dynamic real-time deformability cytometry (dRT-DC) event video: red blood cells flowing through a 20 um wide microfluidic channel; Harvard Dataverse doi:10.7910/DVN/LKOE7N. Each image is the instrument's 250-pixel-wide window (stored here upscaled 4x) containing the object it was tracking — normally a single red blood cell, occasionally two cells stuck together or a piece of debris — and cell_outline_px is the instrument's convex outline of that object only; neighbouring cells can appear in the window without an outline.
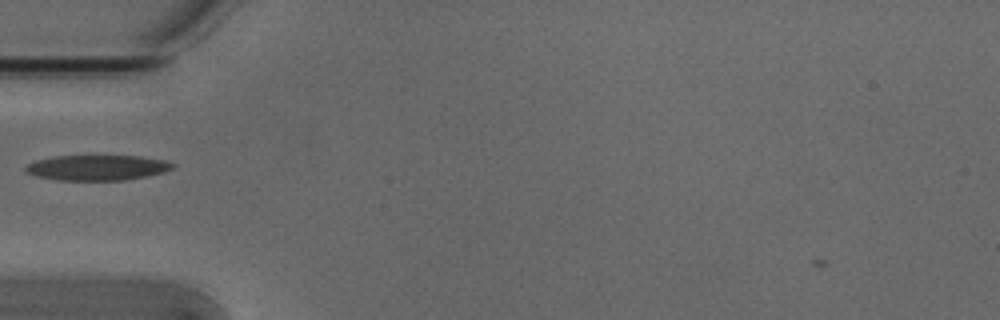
{"species": "Egyptian fruit bat (a non-hibernating species)", "species_latin": "Rousettus aegyptiacus", "temperature_condition": "cold", "stored_images_in_passage": 1, "camera_frame_rate_fps": 3000, "um_per_image_px": 0.085, "animal": {"sex": "male"}, "frame": {"image": 1, "passage_image": 1, "time_ms": 0.0, "image_size_px": [1000, 320], "cell_outline_px": [[176, 164], [172, 168], [164, 172], [148, 176], [124, 180], [60, 180], [36, 176], [28, 172], [24, 168], [28, 164], [36, 160], [56, 156], [140, 156], [168, 160]], "centroid_in_image_um": [8.32, 14.24], "position_along_channel_um": 76.7, "area_um2": 21.68}}